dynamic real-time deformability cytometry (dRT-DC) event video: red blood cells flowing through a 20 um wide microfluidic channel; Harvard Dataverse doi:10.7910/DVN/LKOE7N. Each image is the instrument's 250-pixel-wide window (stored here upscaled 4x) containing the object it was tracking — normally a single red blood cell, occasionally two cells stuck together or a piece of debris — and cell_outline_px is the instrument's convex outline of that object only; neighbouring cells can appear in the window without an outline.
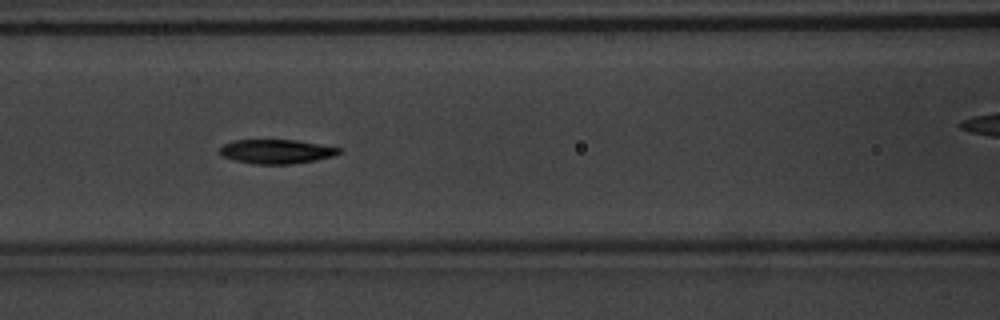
{"species": "common noctule bat (a hibernating species)", "species_latin": "Nyctalus noctula", "temperature_condition": "warm", "stored_images_in_passage": 53, "camera_frame_rate_fps": 3000, "um_per_image_px": 0.085, "animal": {"sex": "male", "body_mass_g": 20.1, "forearm_length_mm": 53.5}, "frame": {"image": 1, "passage_image": 23, "time_ms": 7.333, "image_size_px": [1000, 320], "cell_outline_px": [[344, 152], [332, 156], [316, 160], [292, 164], [256, 164], [236, 160], [220, 156], [220, 148], [224, 144], [232, 140], [296, 140], [340, 148]], "centroid_in_image_um": [23.49, 12.88], "position_along_channel_um": 143.1, "area_um2": 16.76}}
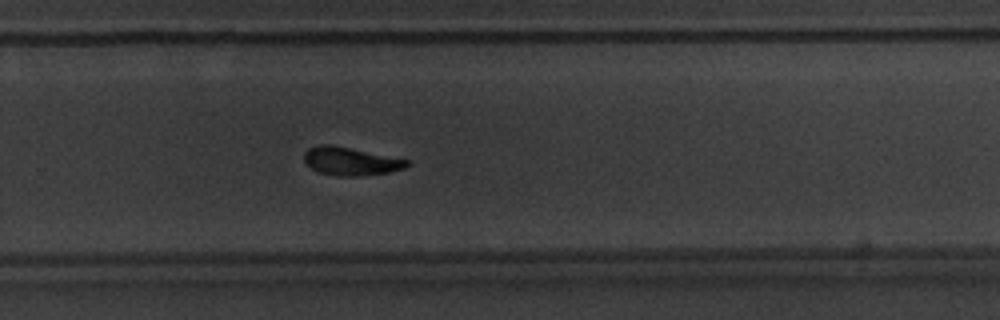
{"frame": {"image": 2, "passage_image": 35, "time_ms": 11.333, "image_size_px": [1000, 320], "cell_outline_px": [[408, 164], [404, 168], [388, 172], [356, 176], [340, 176], [320, 172], [312, 168], [304, 160], [304, 152], [308, 148], [320, 144], [332, 144], [408, 160]], "centroid_in_image_um": [29.76, 13.69], "position_along_channel_um": 300.0, "area_um2": 16.53}}
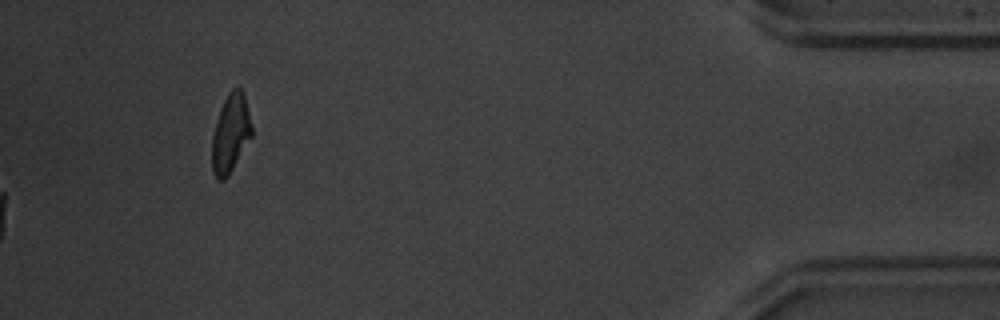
{"frame": {"image": 3, "passage_image": 53, "time_ms": 17.333, "image_size_px": [1000, 320], "cell_outline_px": [[252, 136], [228, 176], [224, 180], [216, 180], [212, 168], [212, 136], [216, 120], [220, 108], [228, 92], [232, 88], [240, 88], [244, 92], [252, 124]], "centroid_in_image_um": [19.6, 11.33], "position_along_channel_um": 415.6, "area_um2": 18.32}, "authors_computed_cell_mechanics": {"area_um2": 16.9932, "velocity_mm_per_s": 3.9265, "shape_relaxation_time_tau1_ms": 3.739, "shape_relaxation_time_tau2_ms": 4.8043, "deformation_change_tau1": 0.1676, "deformation_change_tau2": 0.1158}}